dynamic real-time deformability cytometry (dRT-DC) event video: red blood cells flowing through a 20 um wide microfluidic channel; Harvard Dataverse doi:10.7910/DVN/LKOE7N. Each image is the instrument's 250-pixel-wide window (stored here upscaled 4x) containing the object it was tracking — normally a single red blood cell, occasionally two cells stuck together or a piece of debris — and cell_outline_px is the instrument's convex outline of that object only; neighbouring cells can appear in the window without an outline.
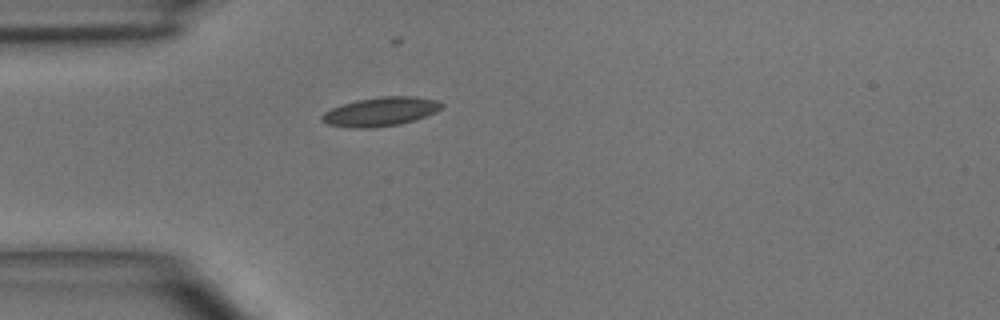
{"species": "common noctule bat (a hibernating species)", "species_latin": "Nyctalus noctula", "temperature_condition": "room temperature", "stored_images_in_passage": 1, "camera_frame_rate_fps": 3000, "um_per_image_px": 0.085, "animal": {"sex": "male", "body_mass_g": 15.6}, "frame": {"image": 1, "passage_image": 1, "time_ms": 0.0, "image_size_px": [1000, 320], "cell_outline_px": [[444, 104], [436, 112], [416, 120], [400, 124], [372, 128], [352, 128], [328, 124], [320, 120], [320, 116], [324, 112], [332, 108], [356, 100], [380, 96], [416, 96], [436, 100]], "centroid_in_image_um": [32.35, 9.49], "position_along_channel_um": 52.6, "area_um2": 20.29}}